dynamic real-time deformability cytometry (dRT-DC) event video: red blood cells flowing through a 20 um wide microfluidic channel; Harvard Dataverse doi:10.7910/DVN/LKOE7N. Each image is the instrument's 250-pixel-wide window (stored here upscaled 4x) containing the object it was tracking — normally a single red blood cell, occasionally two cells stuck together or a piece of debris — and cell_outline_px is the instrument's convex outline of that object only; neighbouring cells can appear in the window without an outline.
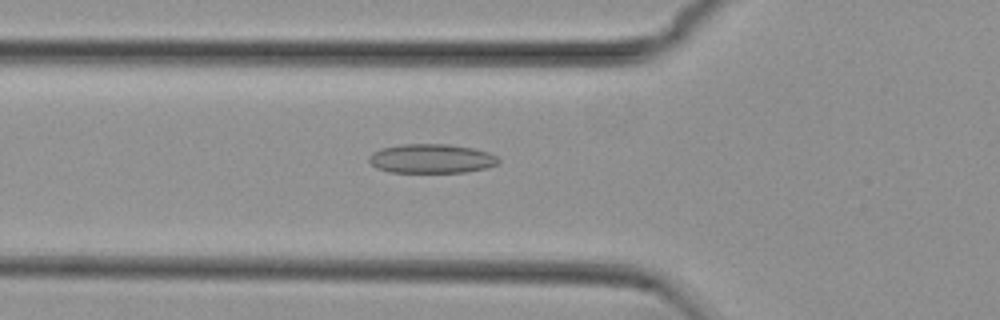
{"species": "common noctule bat (a hibernating species)", "species_latin": "Nyctalus noctula", "temperature_condition": "cold", "stored_images_in_passage": 44, "camera_frame_rate_fps": 3000, "um_per_image_px": 0.085, "animal": {"sex": "female", "body_mass_g": 29.2, "forearm_length_mm": 56.3}, "frame": {"image": 1, "passage_image": 9, "time_ms": 2.667, "image_size_px": [1000, 320], "cell_outline_px": [[500, 164], [488, 168], [464, 172], [388, 172], [376, 168], [368, 160], [368, 156], [372, 152], [380, 148], [400, 144], [448, 144], [472, 148], [488, 152], [496, 156], [500, 160]], "centroid_in_image_um": [36.66, 13.48], "position_along_channel_um": 89.1, "area_um2": 22.25}}
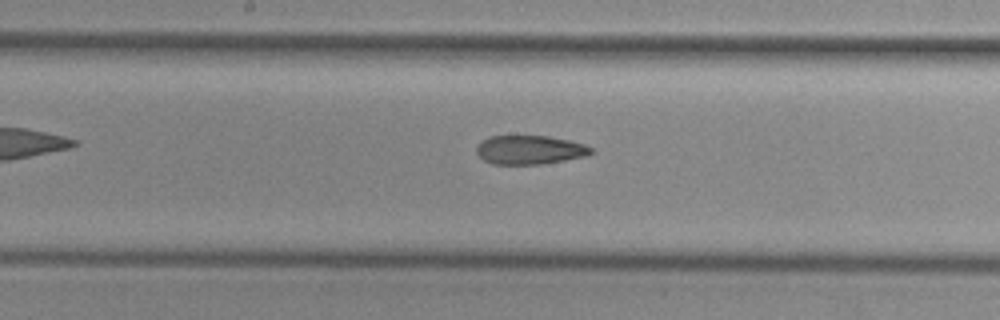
{"frame": {"image": 2, "passage_image": 18, "time_ms": 5.667, "image_size_px": [1000, 320], "cell_outline_px": [[592, 152], [588, 156], [540, 164], [492, 164], [484, 160], [476, 152], [476, 148], [488, 136], [548, 136], [568, 140], [584, 144], [592, 148]], "centroid_in_image_um": [45.04, 12.74], "position_along_channel_um": 203.2, "area_um2": 19.13}}
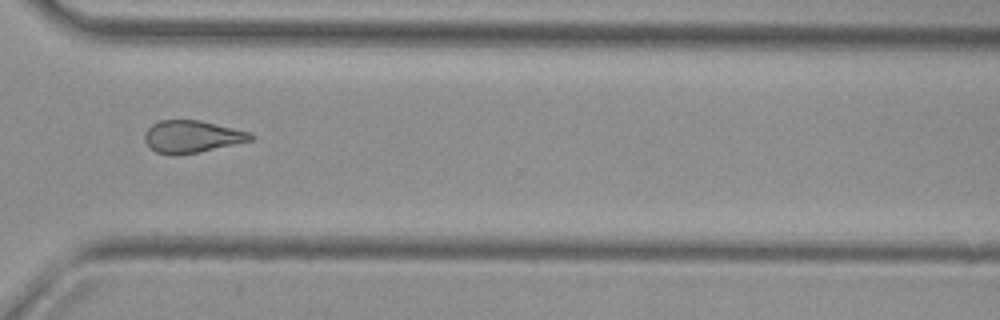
{"frame": {"image": 3, "passage_image": 30, "time_ms": 9.667, "image_size_px": [1000, 320], "cell_outline_px": [[256, 136], [252, 140], [200, 152], [176, 156], [172, 156], [156, 152], [144, 140], [144, 132], [152, 124], [160, 120], [200, 120], [252, 132]], "centroid_in_image_um": [16.33, 11.61], "position_along_channel_um": 354.3, "area_um2": 20.17}, "authors_computed_cell_mechanics": {"area_um2": 20.6346, "velocity_mm_per_s": 3.7793, "shape_relaxation_time_tau1_ms": null, "shape_relaxation_time_tau2_ms": 3.8129, "deformation_change_tau1": null, "deformation_change_tau2": 0.1296}}